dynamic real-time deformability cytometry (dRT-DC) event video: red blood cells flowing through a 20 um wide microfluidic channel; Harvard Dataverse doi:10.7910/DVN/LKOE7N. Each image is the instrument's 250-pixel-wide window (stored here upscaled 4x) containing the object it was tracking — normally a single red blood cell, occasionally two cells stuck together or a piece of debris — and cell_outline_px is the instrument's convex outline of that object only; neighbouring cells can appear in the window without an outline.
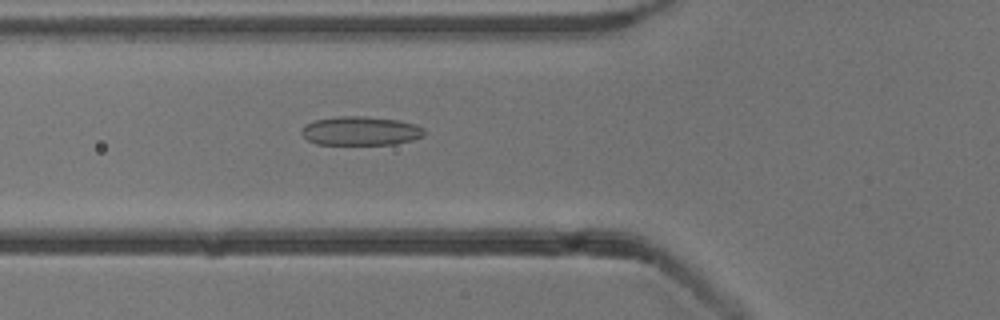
{"species": "common noctule bat (a hibernating species)", "species_latin": "Nyctalus noctula", "temperature_condition": "cold", "stored_images_in_passage": 54, "camera_frame_rate_fps": 3000, "um_per_image_px": 0.085, "animal": {"sex": "male", "body_mass_g": 13.3}, "frame": {"image": 1, "passage_image": 20, "time_ms": 6.333, "image_size_px": [1000, 320], "cell_outline_px": [[424, 136], [412, 140], [392, 144], [316, 144], [308, 140], [300, 132], [300, 128], [316, 120], [336, 116], [364, 116], [396, 120], [416, 124], [424, 128]], "centroid_in_image_um": [30.65, 11.12], "position_along_channel_um": 95.2, "area_um2": 20.58}}
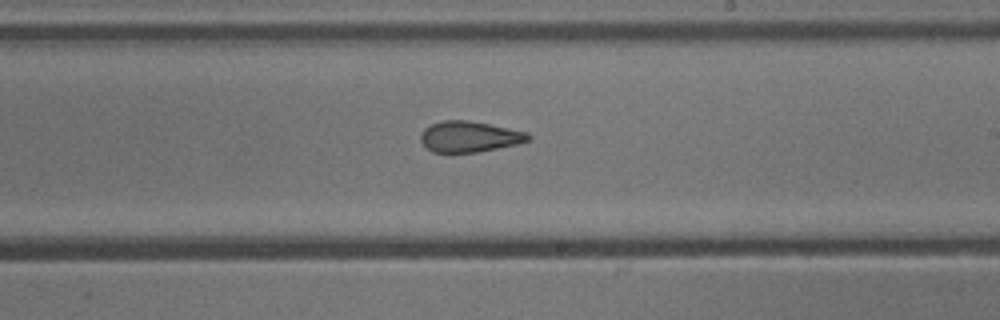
{"frame": {"image": 2, "passage_image": 32, "time_ms": 10.333, "image_size_px": [1000, 320], "cell_outline_px": [[532, 140], [516, 144], [480, 152], [432, 152], [420, 140], [420, 132], [424, 128], [432, 124], [444, 120], [468, 120], [528, 132], [532, 136]], "centroid_in_image_um": [39.92, 11.61], "position_along_channel_um": 249.1, "area_um2": 19.36}}
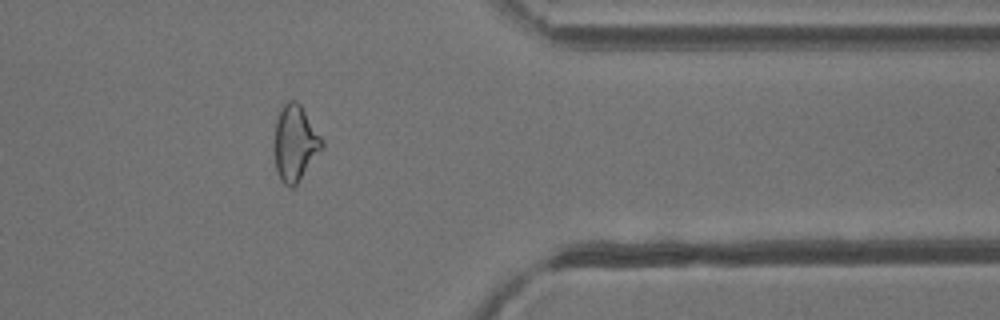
{"frame": {"image": 3, "passage_image": 44, "time_ms": 14.333, "image_size_px": [1000, 320], "cell_outline_px": [[324, 148], [296, 184], [292, 188], [284, 184], [280, 180], [276, 168], [276, 120], [280, 108], [288, 100], [296, 100], [300, 104], [324, 140]], "centroid_in_image_um": [25.12, 12.15], "position_along_channel_um": 386.3, "area_um2": 20.81}, "authors_computed_cell_mechanics": {"area_um2": 21.4438, "velocity_mm_per_s": 3.8241, "shape_relaxation_time_tau1_ms": null, "shape_relaxation_time_tau2_ms": 1.8904, "deformation_change_tau1": null, "deformation_change_tau2": 0.08}}